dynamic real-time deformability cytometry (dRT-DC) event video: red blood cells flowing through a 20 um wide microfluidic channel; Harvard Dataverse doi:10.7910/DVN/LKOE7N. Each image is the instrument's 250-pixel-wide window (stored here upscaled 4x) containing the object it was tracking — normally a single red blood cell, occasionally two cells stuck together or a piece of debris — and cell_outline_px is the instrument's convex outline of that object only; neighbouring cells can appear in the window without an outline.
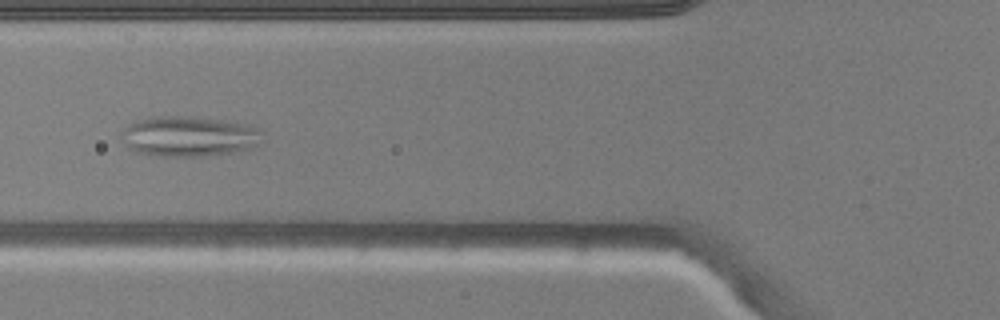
{"species": "common noctule bat (a hibernating species)", "species_latin": "Nyctalus noctula", "temperature_condition": "warm", "stored_images_in_passage": 5, "camera_frame_rate_fps": 3000, "um_per_image_px": 0.085, "animal": {"sex": "male", "body_mass_g": 20.5, "forearm_length_mm": 52.5}, "frame": {"image": 1, "passage_image": 5, "time_ms": 5.667, "image_size_px": [1000, 320], "cell_outline_px": [[264, 132], [260, 144], [252, 148], [232, 152], [200, 156], [160, 156], [136, 152], [124, 144], [120, 132], [128, 124], [152, 116], [180, 116], [236, 120], [252, 124], [260, 128]], "centroid_in_image_um": [16.14, 11.56], "position_along_channel_um": 109.7, "area_um2": 33.76}}